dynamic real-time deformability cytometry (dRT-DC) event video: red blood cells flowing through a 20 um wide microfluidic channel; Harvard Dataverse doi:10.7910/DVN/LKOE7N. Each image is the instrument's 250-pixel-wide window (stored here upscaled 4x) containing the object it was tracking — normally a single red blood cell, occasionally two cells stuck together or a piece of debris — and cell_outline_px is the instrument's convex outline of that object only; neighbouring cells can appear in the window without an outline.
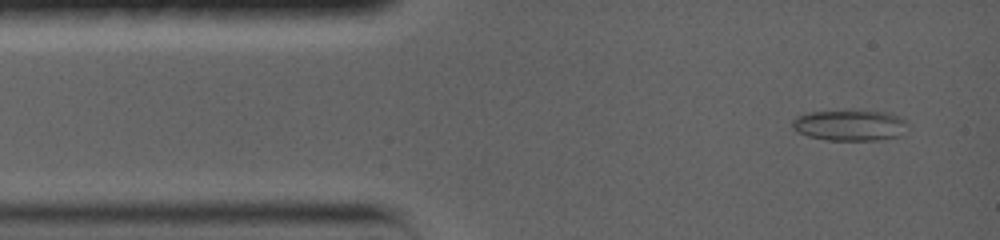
{"species": "common noctule bat (a hibernating species)", "species_latin": "Nyctalus noctula", "temperature_condition": "warm", "stored_images_in_passage": 35, "camera_frame_rate_fps": 5000, "um_per_image_px": 0.085, "animal": {"sex": "female", "body_mass_g": 19.0, "forearm_length_mm": 56.7}, "frame": {"image": 1, "passage_image": 3, "time_ms": 0.8, "image_size_px": [1000, 240], "cell_outline_px": [[908, 124], [900, 136], [876, 140], [828, 140], [808, 136], [792, 128], [792, 120], [796, 116], [812, 112], [888, 112], [900, 116]], "centroid_in_image_um": [72.25, 10.67], "position_along_channel_um": 12.8, "area_um2": 20.29}}
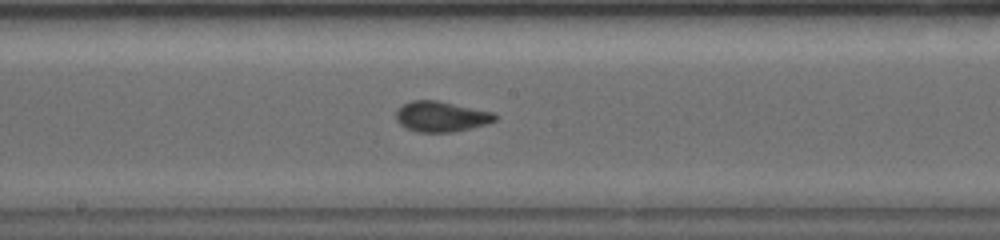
{"frame": {"image": 2, "passage_image": 18, "time_ms": 7.8, "image_size_px": [1000, 240], "cell_outline_px": [[496, 120], [472, 128], [452, 132], [416, 132], [404, 128], [396, 120], [396, 112], [404, 104], [412, 100], [436, 100], [496, 112]], "centroid_in_image_um": [37.5, 9.91], "position_along_channel_um": 210.7, "area_um2": 17.63}}
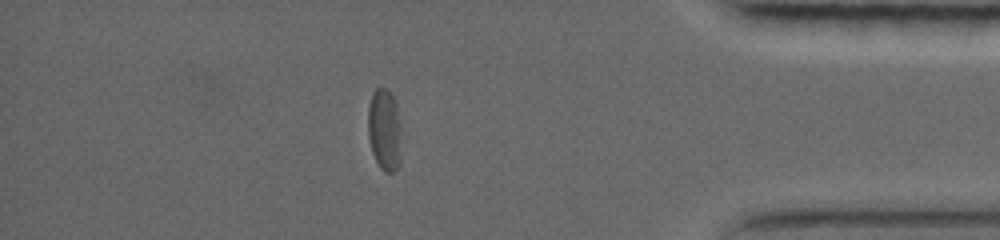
{"frame": {"image": 3, "passage_image": 29, "time_ms": 14.0, "image_size_px": [1000, 240], "cell_outline_px": [[400, 164], [392, 172], [384, 172], [380, 168], [372, 152], [368, 136], [368, 104], [372, 92], [376, 88], [384, 88], [392, 96], [396, 104], [400, 128]], "centroid_in_image_um": [32.66, 11.04], "position_along_channel_um": 402.5, "area_um2": 15.9}, "authors_computed_cell_mechanics": {"area_um2": 17.5134, "velocity_mm_per_s": 3.6034, "shape_relaxation_time_tau1_ms": 5.3488, "shape_relaxation_time_tau2_ms": 1.2937, "deformation_change_tau1": 0.1533, "deformation_change_tau2": 0.0559}}